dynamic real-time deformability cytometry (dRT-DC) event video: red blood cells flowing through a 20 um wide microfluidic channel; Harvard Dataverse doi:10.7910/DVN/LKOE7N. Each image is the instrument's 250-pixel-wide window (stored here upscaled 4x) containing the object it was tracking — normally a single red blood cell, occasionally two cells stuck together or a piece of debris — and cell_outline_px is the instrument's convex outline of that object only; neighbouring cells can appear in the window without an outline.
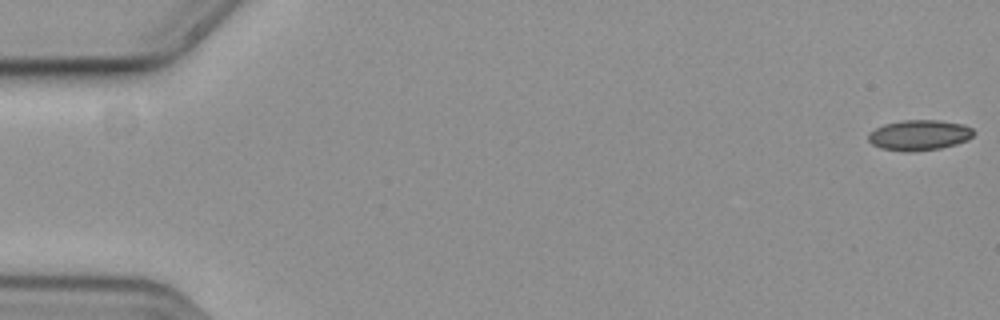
{"species": "common noctule bat (a hibernating species)", "species_latin": "Nyctalus noctula", "temperature_condition": "cold", "stored_images_in_passage": 9, "camera_frame_rate_fps": 3000, "um_per_image_px": 0.085, "animal": {"sex": "female", "body_mass_g": 19.3, "forearm_length_mm": 54.1}, "frame": {"image": 1, "passage_image": 1, "time_ms": 0.0, "image_size_px": [1000, 320], "cell_outline_px": [[976, 132], [968, 140], [956, 144], [940, 148], [908, 152], [880, 148], [872, 144], [868, 140], [868, 132], [884, 124], [900, 120], [940, 120], [964, 124], [972, 128]], "centroid_in_image_um": [78.14, 11.47], "position_along_channel_um": 6.9, "area_um2": 18.84}}